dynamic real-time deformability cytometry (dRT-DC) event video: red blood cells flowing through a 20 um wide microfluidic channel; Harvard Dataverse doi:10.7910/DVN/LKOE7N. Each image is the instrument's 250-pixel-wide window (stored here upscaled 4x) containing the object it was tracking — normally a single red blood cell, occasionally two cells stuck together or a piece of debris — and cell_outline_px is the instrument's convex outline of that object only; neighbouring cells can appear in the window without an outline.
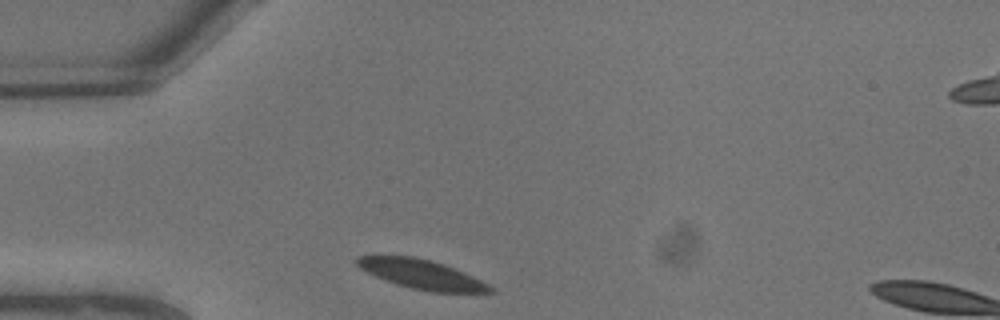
{"species": "common noctule bat (a hibernating species)", "species_latin": "Nyctalus noctula", "temperature_condition": "warm", "stored_images_in_passage": 3, "camera_frame_rate_fps": 3000, "um_per_image_px": 0.085, "animal": {"sex": "male", "body_mass_g": 13.3}, "frame": {"image": 1, "passage_image": 1, "time_ms": 0.0, "image_size_px": [1000, 320], "cell_outline_px": [[496, 292], [432, 292], [412, 288], [396, 284], [376, 276], [360, 268], [356, 264], [356, 256], [412, 256], [444, 264], [464, 272], [488, 284]], "centroid_in_image_um": [35.83, 23.31], "position_along_channel_um": 49.2, "area_um2": 22.31}}
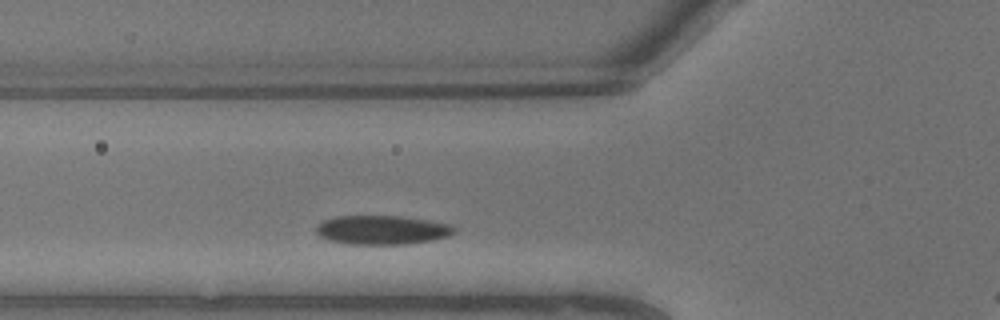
{"frame": {"image": 2, "passage_image": 3, "time_ms": 0.667, "image_size_px": [1000, 320], "cell_outline_px": [[456, 232], [448, 236], [432, 240], [408, 244], [348, 244], [328, 240], [320, 236], [316, 232], [316, 224], [324, 220], [336, 216], [400, 216], [428, 220], [452, 224], [456, 228]], "centroid_in_image_um": [32.48, 19.54], "position_along_channel_um": 93.3, "area_um2": 23.52}}